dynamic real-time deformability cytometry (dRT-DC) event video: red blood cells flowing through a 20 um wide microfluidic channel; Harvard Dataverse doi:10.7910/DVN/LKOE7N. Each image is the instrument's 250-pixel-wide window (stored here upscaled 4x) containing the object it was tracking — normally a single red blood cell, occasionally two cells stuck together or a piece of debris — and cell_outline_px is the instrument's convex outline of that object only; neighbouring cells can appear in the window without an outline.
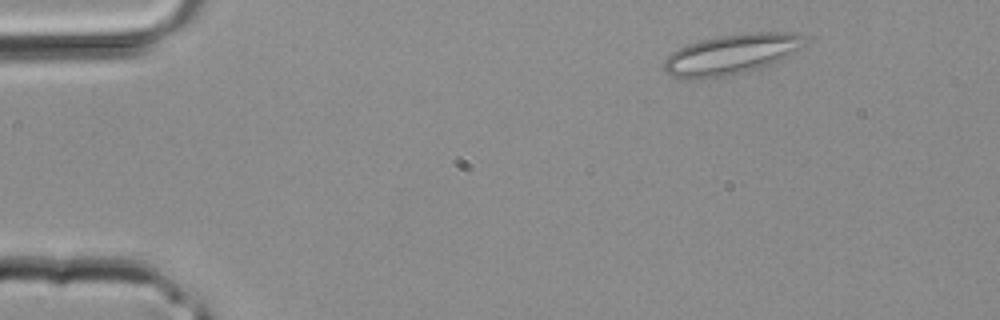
{"species": "common noctule bat (a hibernating species)", "species_latin": "Nyctalus noctula", "temperature_condition": "room temperature", "stored_images_in_passage": 3, "camera_frame_rate_fps": 3000, "um_per_image_px": 0.085, "animal": {"sex": "male", "body_mass_g": 20.4}, "frame": {"image": 1, "passage_image": 1, "time_ms": 0.0, "image_size_px": [1000, 320], "cell_outline_px": [[808, 40], [804, 44], [784, 60], [760, 68], [724, 76], [700, 80], [684, 80], [672, 76], [664, 72], [664, 60], [672, 52], [688, 44], [700, 40], [720, 36], [748, 32], [792, 32], [804, 36]], "centroid_in_image_um": [62.16, 4.63], "position_along_channel_um": 22.8, "area_um2": 33.35}}